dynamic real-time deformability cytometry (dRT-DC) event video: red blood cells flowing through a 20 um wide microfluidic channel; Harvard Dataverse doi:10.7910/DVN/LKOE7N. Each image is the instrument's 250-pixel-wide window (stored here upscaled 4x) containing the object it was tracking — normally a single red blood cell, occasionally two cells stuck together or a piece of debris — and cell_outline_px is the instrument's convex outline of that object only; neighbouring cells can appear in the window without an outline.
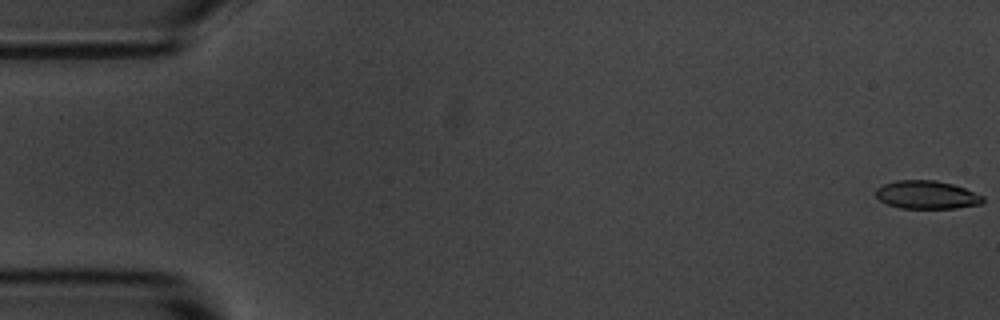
{"species": "common noctule bat (a hibernating species)", "species_latin": "Nyctalus noctula", "temperature_condition": "room temperature", "stored_images_in_passage": 56, "camera_frame_rate_fps": 3000, "um_per_image_px": 0.085, "animal": {"sex": "male", "body_mass_g": 20.1, "forearm_length_mm": 53.5}, "frame": {"image": 1, "passage_image": 1, "time_ms": 0.0, "image_size_px": [1000, 320], "cell_outline_px": [[984, 200], [980, 204], [956, 208], [900, 208], [888, 204], [880, 200], [876, 196], [876, 188], [884, 184], [896, 180], [936, 180], [952, 184], [964, 188], [984, 196]], "centroid_in_image_um": [78.77, 16.55], "position_along_channel_um": 6.2, "area_um2": 17.51}}
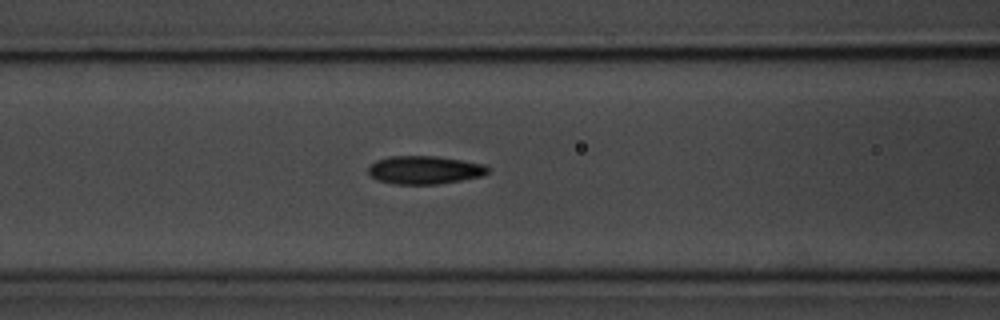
{"frame": {"image": 2, "passage_image": 23, "time_ms": 7.333, "image_size_px": [1000, 320], "cell_outline_px": [[488, 172], [484, 176], [436, 184], [392, 184], [376, 180], [368, 172], [368, 168], [376, 160], [388, 156], [436, 156], [464, 160], [484, 164], [488, 168]], "centroid_in_image_um": [36.08, 14.44], "position_along_channel_um": 130.5, "area_um2": 19.71}}
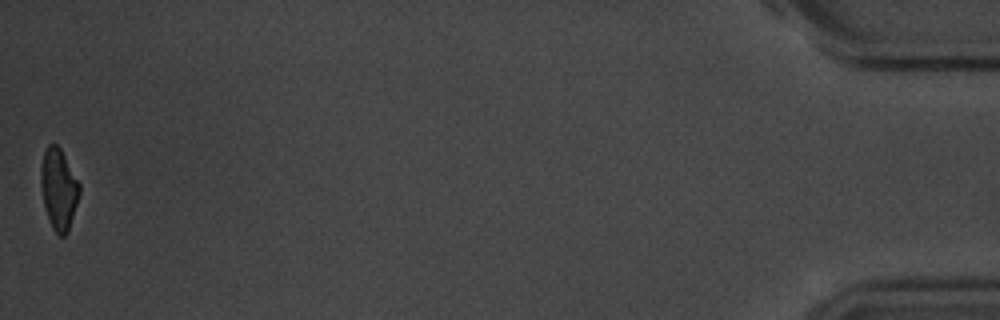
{"frame": {"image": 3, "passage_image": 56, "time_ms": 18.333, "image_size_px": [1000, 320], "cell_outline_px": [[80, 192], [68, 232], [64, 236], [60, 236], [52, 228], [44, 204], [40, 184], [40, 168], [44, 152], [48, 144], [56, 144], [60, 148], [80, 184]], "centroid_in_image_um": [4.98, 16.06], "position_along_channel_um": 430.2, "area_um2": 18.03}, "authors_computed_cell_mechanics": {"area_um2": 19.1607, "velocity_mm_per_s": 3.6008, "shape_relaxation_time_tau1_ms": 2.8225, "shape_relaxation_time_tau2_ms": 2.3886, "deformation_change_tau1": 0.1326, "deformation_change_tau2": 0.0878}}